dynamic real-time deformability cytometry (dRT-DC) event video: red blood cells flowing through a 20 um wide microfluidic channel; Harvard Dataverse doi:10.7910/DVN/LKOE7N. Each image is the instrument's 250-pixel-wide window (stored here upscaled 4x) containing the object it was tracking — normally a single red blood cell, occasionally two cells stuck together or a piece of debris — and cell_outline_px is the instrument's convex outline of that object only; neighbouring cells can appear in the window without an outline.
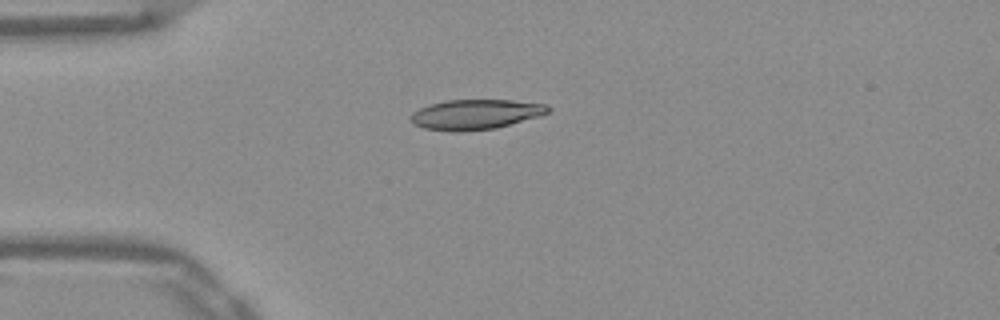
{"species": "Egyptian fruit bat (a non-hibernating species)", "species_latin": "Rousettus aegyptiacus", "temperature_condition": "warm", "stored_images_in_passage": 32, "camera_frame_rate_fps": 3000, "um_per_image_px": 0.085, "frame": {"image": 1, "passage_image": 1, "time_ms": 0.0, "image_size_px": [1000, 320], "cell_outline_px": [[552, 108], [548, 112], [540, 116], [496, 128], [460, 132], [452, 132], [424, 128], [412, 124], [408, 120], [408, 116], [412, 112], [420, 108], [444, 100], [512, 100], [548, 104]], "centroid_in_image_um": [40.39, 9.73], "position_along_channel_um": 44.6, "area_um2": 24.33}}
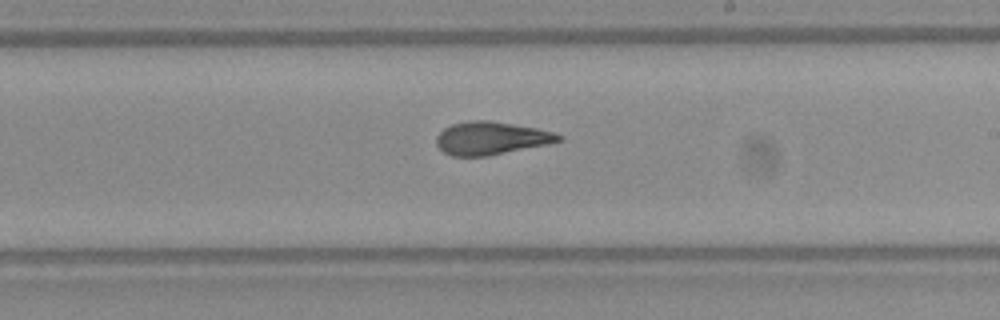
{"frame": {"image": 2, "passage_image": 18, "time_ms": 5.667, "image_size_px": [1000, 320], "cell_outline_px": [[564, 136], [560, 140], [548, 144], [488, 156], [452, 156], [444, 152], [436, 144], [436, 136], [444, 128], [452, 124], [468, 120], [488, 120], [536, 128], [552, 132]], "centroid_in_image_um": [41.71, 11.74], "position_along_channel_um": 247.3, "area_um2": 23.35}}
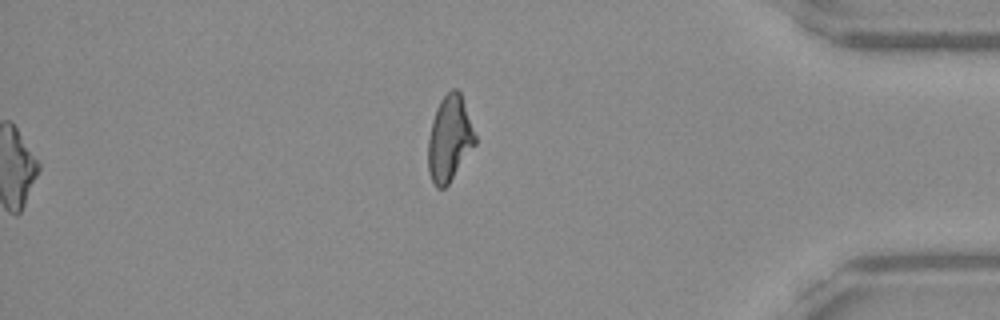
{"frame": {"image": 3, "passage_image": 32, "time_ms": 10.333, "image_size_px": [1000, 320], "cell_outline_px": [[476, 144], [448, 184], [444, 188], [436, 188], [428, 172], [428, 140], [432, 120], [436, 108], [440, 100], [452, 88], [456, 88], [460, 92], [476, 136]], "centroid_in_image_um": [38.2, 11.79], "position_along_channel_um": 397.0, "area_um2": 23.29}, "authors_computed_cell_mechanics": {"area_um2": 23.6691, "velocity_mm_per_s": 3.9117, "shape_relaxation_time_tau1_ms": null, "shape_relaxation_time_tau2_ms": 2.5411, "deformation_change_tau1": null, "deformation_change_tau2": 0.1078}}